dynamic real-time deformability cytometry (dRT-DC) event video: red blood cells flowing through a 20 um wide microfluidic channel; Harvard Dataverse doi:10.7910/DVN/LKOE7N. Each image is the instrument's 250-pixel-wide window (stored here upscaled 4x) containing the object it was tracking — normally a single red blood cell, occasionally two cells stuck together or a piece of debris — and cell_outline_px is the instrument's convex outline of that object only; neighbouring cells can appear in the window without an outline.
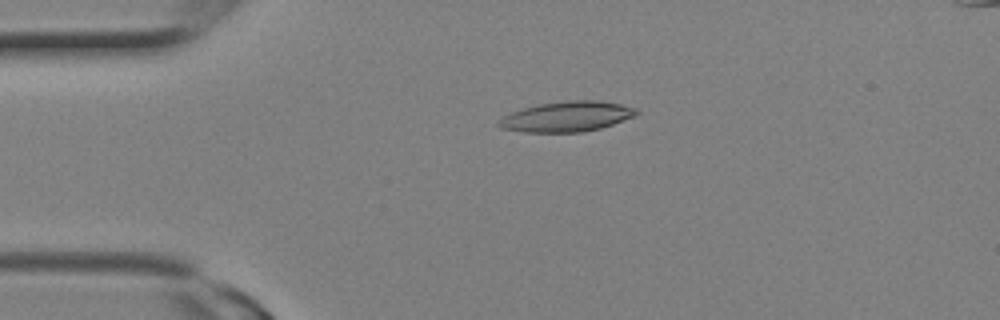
{"species": "Egyptian fruit bat (a non-hibernating species)", "species_latin": "Rousettus aegyptiacus", "temperature_condition": "room temperature", "stored_images_in_passage": 16, "camera_frame_rate_fps": 3000, "um_per_image_px": 0.085, "animal": {"sex": "female"}, "frame": {"image": 1, "passage_image": 4, "time_ms": 1.0, "image_size_px": [1000, 320], "cell_outline_px": [[640, 112], [632, 116], [612, 124], [600, 128], [584, 132], [524, 132], [500, 128], [496, 124], [496, 120], [512, 112], [524, 108], [540, 104], [568, 100], [596, 100], [620, 104], [636, 108]], "centroid_in_image_um": [48.14, 9.91], "position_along_channel_um": 36.9, "area_um2": 24.1}}
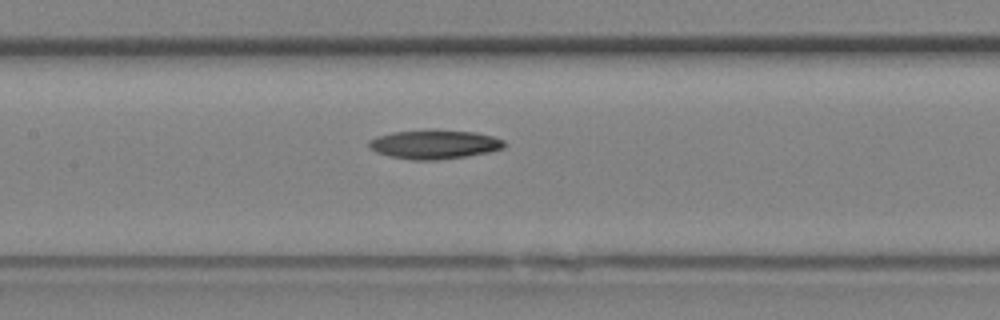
{"frame": {"image": 2, "passage_image": 10, "time_ms": 3.0, "image_size_px": [1000, 320], "cell_outline_px": [[504, 148], [488, 152], [468, 156], [436, 160], [412, 160], [388, 156], [376, 152], [368, 148], [368, 140], [376, 136], [392, 132], [432, 128], [476, 132], [492, 136], [504, 140]], "centroid_in_image_um": [36.88, 12.25], "position_along_channel_um": 170.5, "area_um2": 23.47}}
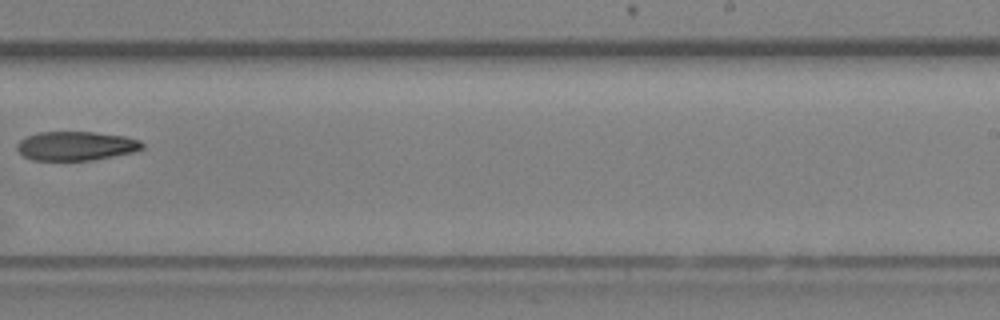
{"frame": {"image": 3, "passage_image": 14, "time_ms": 4.333, "image_size_px": [1000, 320], "cell_outline_px": [[144, 148], [132, 152], [92, 160], [32, 160], [24, 156], [16, 148], [16, 144], [20, 140], [28, 136], [40, 132], [96, 132], [124, 136], [140, 140], [144, 144]], "centroid_in_image_um": [6.46, 12.4], "position_along_channel_um": 282.5, "area_um2": 21.1}}